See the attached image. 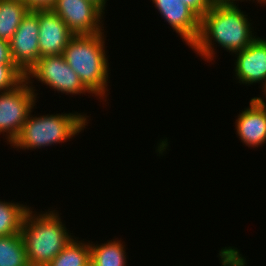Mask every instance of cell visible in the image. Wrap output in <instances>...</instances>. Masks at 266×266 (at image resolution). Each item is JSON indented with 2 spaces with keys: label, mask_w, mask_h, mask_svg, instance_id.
I'll return each mask as SVG.
<instances>
[{
  "label": "cell",
  "mask_w": 266,
  "mask_h": 266,
  "mask_svg": "<svg viewBox=\"0 0 266 266\" xmlns=\"http://www.w3.org/2000/svg\"><path fill=\"white\" fill-rule=\"evenodd\" d=\"M236 3L215 2L200 18L199 35L190 48L205 61L211 62L215 59L214 44L218 43V46L233 55L257 38L254 36L253 27L251 28V20Z\"/></svg>",
  "instance_id": "cell-1"
},
{
  "label": "cell",
  "mask_w": 266,
  "mask_h": 266,
  "mask_svg": "<svg viewBox=\"0 0 266 266\" xmlns=\"http://www.w3.org/2000/svg\"><path fill=\"white\" fill-rule=\"evenodd\" d=\"M55 211L37 213L31 208L24 216L21 235L30 266H47L73 239Z\"/></svg>",
  "instance_id": "cell-2"
},
{
  "label": "cell",
  "mask_w": 266,
  "mask_h": 266,
  "mask_svg": "<svg viewBox=\"0 0 266 266\" xmlns=\"http://www.w3.org/2000/svg\"><path fill=\"white\" fill-rule=\"evenodd\" d=\"M104 36V32L94 35H74L62 55L77 73L83 85L95 97L106 102L110 70Z\"/></svg>",
  "instance_id": "cell-3"
},
{
  "label": "cell",
  "mask_w": 266,
  "mask_h": 266,
  "mask_svg": "<svg viewBox=\"0 0 266 266\" xmlns=\"http://www.w3.org/2000/svg\"><path fill=\"white\" fill-rule=\"evenodd\" d=\"M28 115L19 135L11 143V147L22 150L40 149L54 144L67 142L75 137L89 123L87 114L59 113L32 116Z\"/></svg>",
  "instance_id": "cell-4"
},
{
  "label": "cell",
  "mask_w": 266,
  "mask_h": 266,
  "mask_svg": "<svg viewBox=\"0 0 266 266\" xmlns=\"http://www.w3.org/2000/svg\"><path fill=\"white\" fill-rule=\"evenodd\" d=\"M25 78L12 90L0 92V134L9 144L19 135L22 125L36 105L38 93ZM6 133V134H5Z\"/></svg>",
  "instance_id": "cell-5"
},
{
  "label": "cell",
  "mask_w": 266,
  "mask_h": 266,
  "mask_svg": "<svg viewBox=\"0 0 266 266\" xmlns=\"http://www.w3.org/2000/svg\"><path fill=\"white\" fill-rule=\"evenodd\" d=\"M25 78L32 84L35 80L46 84L50 89L66 95H82L89 93L94 96L81 82L77 73L68 65L63 55L43 56L29 70ZM32 79V80H31Z\"/></svg>",
  "instance_id": "cell-6"
},
{
  "label": "cell",
  "mask_w": 266,
  "mask_h": 266,
  "mask_svg": "<svg viewBox=\"0 0 266 266\" xmlns=\"http://www.w3.org/2000/svg\"><path fill=\"white\" fill-rule=\"evenodd\" d=\"M50 9L74 35H94L104 31L102 19L105 12L90 0H56Z\"/></svg>",
  "instance_id": "cell-7"
},
{
  "label": "cell",
  "mask_w": 266,
  "mask_h": 266,
  "mask_svg": "<svg viewBox=\"0 0 266 266\" xmlns=\"http://www.w3.org/2000/svg\"><path fill=\"white\" fill-rule=\"evenodd\" d=\"M13 63L27 74L39 59V22L37 9L29 10L22 18L15 34L9 41Z\"/></svg>",
  "instance_id": "cell-8"
},
{
  "label": "cell",
  "mask_w": 266,
  "mask_h": 266,
  "mask_svg": "<svg viewBox=\"0 0 266 266\" xmlns=\"http://www.w3.org/2000/svg\"><path fill=\"white\" fill-rule=\"evenodd\" d=\"M39 22V58L62 55L74 34L51 9H37Z\"/></svg>",
  "instance_id": "cell-9"
},
{
  "label": "cell",
  "mask_w": 266,
  "mask_h": 266,
  "mask_svg": "<svg viewBox=\"0 0 266 266\" xmlns=\"http://www.w3.org/2000/svg\"><path fill=\"white\" fill-rule=\"evenodd\" d=\"M152 3L190 48L199 35L200 18L181 0H152Z\"/></svg>",
  "instance_id": "cell-10"
},
{
  "label": "cell",
  "mask_w": 266,
  "mask_h": 266,
  "mask_svg": "<svg viewBox=\"0 0 266 266\" xmlns=\"http://www.w3.org/2000/svg\"><path fill=\"white\" fill-rule=\"evenodd\" d=\"M236 54L235 76L238 82L245 85L266 83V39L257 38L245 49Z\"/></svg>",
  "instance_id": "cell-11"
},
{
  "label": "cell",
  "mask_w": 266,
  "mask_h": 266,
  "mask_svg": "<svg viewBox=\"0 0 266 266\" xmlns=\"http://www.w3.org/2000/svg\"><path fill=\"white\" fill-rule=\"evenodd\" d=\"M236 135L248 147H259L266 143V107L254 98L250 99L249 107L238 114L235 120Z\"/></svg>",
  "instance_id": "cell-12"
},
{
  "label": "cell",
  "mask_w": 266,
  "mask_h": 266,
  "mask_svg": "<svg viewBox=\"0 0 266 266\" xmlns=\"http://www.w3.org/2000/svg\"><path fill=\"white\" fill-rule=\"evenodd\" d=\"M90 249V266H127V254L122 240H117L116 238L100 245L98 243L95 245L91 242Z\"/></svg>",
  "instance_id": "cell-13"
},
{
  "label": "cell",
  "mask_w": 266,
  "mask_h": 266,
  "mask_svg": "<svg viewBox=\"0 0 266 266\" xmlns=\"http://www.w3.org/2000/svg\"><path fill=\"white\" fill-rule=\"evenodd\" d=\"M30 9L22 0H0V39L9 42Z\"/></svg>",
  "instance_id": "cell-14"
},
{
  "label": "cell",
  "mask_w": 266,
  "mask_h": 266,
  "mask_svg": "<svg viewBox=\"0 0 266 266\" xmlns=\"http://www.w3.org/2000/svg\"><path fill=\"white\" fill-rule=\"evenodd\" d=\"M90 242L75 237L47 266H90Z\"/></svg>",
  "instance_id": "cell-15"
},
{
  "label": "cell",
  "mask_w": 266,
  "mask_h": 266,
  "mask_svg": "<svg viewBox=\"0 0 266 266\" xmlns=\"http://www.w3.org/2000/svg\"><path fill=\"white\" fill-rule=\"evenodd\" d=\"M0 266H30L21 233L0 237Z\"/></svg>",
  "instance_id": "cell-16"
},
{
  "label": "cell",
  "mask_w": 266,
  "mask_h": 266,
  "mask_svg": "<svg viewBox=\"0 0 266 266\" xmlns=\"http://www.w3.org/2000/svg\"><path fill=\"white\" fill-rule=\"evenodd\" d=\"M31 207L0 200V237L21 233V226Z\"/></svg>",
  "instance_id": "cell-17"
},
{
  "label": "cell",
  "mask_w": 266,
  "mask_h": 266,
  "mask_svg": "<svg viewBox=\"0 0 266 266\" xmlns=\"http://www.w3.org/2000/svg\"><path fill=\"white\" fill-rule=\"evenodd\" d=\"M25 79L15 64H0V92L12 90Z\"/></svg>",
  "instance_id": "cell-18"
},
{
  "label": "cell",
  "mask_w": 266,
  "mask_h": 266,
  "mask_svg": "<svg viewBox=\"0 0 266 266\" xmlns=\"http://www.w3.org/2000/svg\"><path fill=\"white\" fill-rule=\"evenodd\" d=\"M199 18H201L216 2L215 0H181Z\"/></svg>",
  "instance_id": "cell-19"
},
{
  "label": "cell",
  "mask_w": 266,
  "mask_h": 266,
  "mask_svg": "<svg viewBox=\"0 0 266 266\" xmlns=\"http://www.w3.org/2000/svg\"><path fill=\"white\" fill-rule=\"evenodd\" d=\"M30 10L50 9L56 0H22Z\"/></svg>",
  "instance_id": "cell-20"
},
{
  "label": "cell",
  "mask_w": 266,
  "mask_h": 266,
  "mask_svg": "<svg viewBox=\"0 0 266 266\" xmlns=\"http://www.w3.org/2000/svg\"><path fill=\"white\" fill-rule=\"evenodd\" d=\"M0 64H14L11 58L9 42L0 39Z\"/></svg>",
  "instance_id": "cell-21"
},
{
  "label": "cell",
  "mask_w": 266,
  "mask_h": 266,
  "mask_svg": "<svg viewBox=\"0 0 266 266\" xmlns=\"http://www.w3.org/2000/svg\"><path fill=\"white\" fill-rule=\"evenodd\" d=\"M262 92L264 93L263 95L265 96L266 99V83L264 84V86L262 87ZM260 105H263L266 107V102L264 101V99L262 97H253Z\"/></svg>",
  "instance_id": "cell-22"
},
{
  "label": "cell",
  "mask_w": 266,
  "mask_h": 266,
  "mask_svg": "<svg viewBox=\"0 0 266 266\" xmlns=\"http://www.w3.org/2000/svg\"><path fill=\"white\" fill-rule=\"evenodd\" d=\"M90 1L97 4L103 11L105 10L107 0H90Z\"/></svg>",
  "instance_id": "cell-23"
},
{
  "label": "cell",
  "mask_w": 266,
  "mask_h": 266,
  "mask_svg": "<svg viewBox=\"0 0 266 266\" xmlns=\"http://www.w3.org/2000/svg\"><path fill=\"white\" fill-rule=\"evenodd\" d=\"M216 2H231V1H240V0H215ZM243 1H245V0H243ZM247 1V0H246ZM249 1H251V0H249ZM253 1H255V0H253ZM257 1V3H264V4H266V0H256ZM241 2H242V0H241Z\"/></svg>",
  "instance_id": "cell-24"
}]
</instances>
